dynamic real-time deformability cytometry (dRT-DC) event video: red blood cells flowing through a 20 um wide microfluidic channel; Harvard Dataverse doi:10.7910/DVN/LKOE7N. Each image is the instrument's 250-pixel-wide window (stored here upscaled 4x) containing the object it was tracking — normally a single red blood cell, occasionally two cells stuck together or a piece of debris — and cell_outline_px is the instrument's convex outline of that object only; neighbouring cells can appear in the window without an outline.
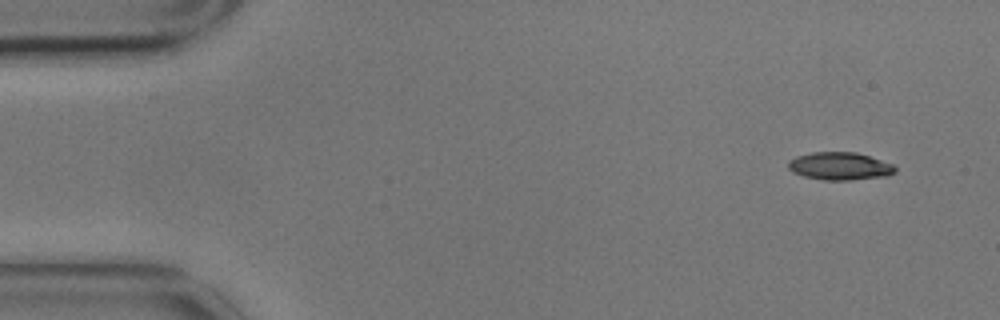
{"species": "common noctule bat (a hibernating species)", "species_latin": "Nyctalus noctula", "temperature_condition": "cold", "stored_images_in_passage": 2, "camera_frame_rate_fps": 3000, "um_per_image_px": 0.085, "animal": {"sex": "male", "body_mass_g": 17.9}, "frame": {"image": 1, "passage_image": 1, "time_ms": 0.0, "image_size_px": [1000, 320], "cell_outline_px": [[896, 172], [888, 176], [852, 180], [824, 180], [804, 176], [792, 172], [788, 168], [788, 160], [796, 156], [812, 152], [856, 152], [892, 164], [896, 168]], "centroid_in_image_um": [71.37, 14.12], "position_along_channel_um": 13.6, "area_um2": 17.34}}